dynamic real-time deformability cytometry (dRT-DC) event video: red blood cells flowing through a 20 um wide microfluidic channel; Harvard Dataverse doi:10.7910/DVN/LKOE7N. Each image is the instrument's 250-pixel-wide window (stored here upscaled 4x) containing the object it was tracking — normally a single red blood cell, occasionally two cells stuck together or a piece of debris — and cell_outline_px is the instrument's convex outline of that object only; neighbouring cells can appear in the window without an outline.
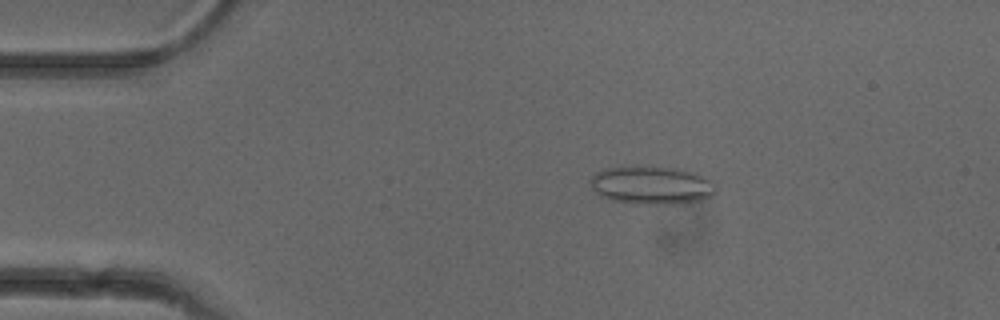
{"species": "common noctule bat (a hibernating species)", "species_latin": "Nyctalus noctula", "temperature_condition": "cold", "stored_images_in_passage": 4, "camera_frame_rate_fps": 3000, "um_per_image_px": 0.085, "animal": {"sex": "female"}, "frame": {"image": 1, "passage_image": 2, "time_ms": 2.0, "image_size_px": [1000, 320], "cell_outline_px": [[716, 192], [712, 196], [700, 200], [680, 204], [636, 204], [612, 200], [600, 196], [592, 188], [588, 180], [596, 172], [604, 168], [680, 168], [696, 172], [716, 180]], "centroid_in_image_um": [55.46, 15.77], "position_along_channel_um": 29.5, "area_um2": 28.09}}